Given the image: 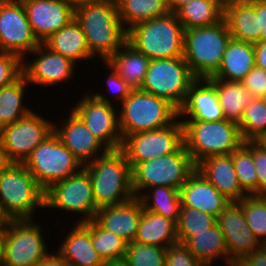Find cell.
Masks as SVG:
<instances>
[{
    "mask_svg": "<svg viewBox=\"0 0 266 266\" xmlns=\"http://www.w3.org/2000/svg\"><path fill=\"white\" fill-rule=\"evenodd\" d=\"M90 54L98 53L107 62L127 42L128 30L119 17L117 2L87 4L74 10Z\"/></svg>",
    "mask_w": 266,
    "mask_h": 266,
    "instance_id": "cell-1",
    "label": "cell"
},
{
    "mask_svg": "<svg viewBox=\"0 0 266 266\" xmlns=\"http://www.w3.org/2000/svg\"><path fill=\"white\" fill-rule=\"evenodd\" d=\"M102 154L83 168L88 172L98 208L124 203L135 197L132 168L120 150L102 148Z\"/></svg>",
    "mask_w": 266,
    "mask_h": 266,
    "instance_id": "cell-2",
    "label": "cell"
},
{
    "mask_svg": "<svg viewBox=\"0 0 266 266\" xmlns=\"http://www.w3.org/2000/svg\"><path fill=\"white\" fill-rule=\"evenodd\" d=\"M185 29L174 12L128 29L127 42L150 60L183 57Z\"/></svg>",
    "mask_w": 266,
    "mask_h": 266,
    "instance_id": "cell-3",
    "label": "cell"
},
{
    "mask_svg": "<svg viewBox=\"0 0 266 266\" xmlns=\"http://www.w3.org/2000/svg\"><path fill=\"white\" fill-rule=\"evenodd\" d=\"M0 206L8 220H31L34 208L45 207V191L22 163L1 169Z\"/></svg>",
    "mask_w": 266,
    "mask_h": 266,
    "instance_id": "cell-4",
    "label": "cell"
},
{
    "mask_svg": "<svg viewBox=\"0 0 266 266\" xmlns=\"http://www.w3.org/2000/svg\"><path fill=\"white\" fill-rule=\"evenodd\" d=\"M231 39L225 19L212 26L185 30L183 57L192 74L199 79L211 77L221 65Z\"/></svg>",
    "mask_w": 266,
    "mask_h": 266,
    "instance_id": "cell-5",
    "label": "cell"
},
{
    "mask_svg": "<svg viewBox=\"0 0 266 266\" xmlns=\"http://www.w3.org/2000/svg\"><path fill=\"white\" fill-rule=\"evenodd\" d=\"M181 122L184 145L195 165L209 156L231 154L244 142L238 123L227 119Z\"/></svg>",
    "mask_w": 266,
    "mask_h": 266,
    "instance_id": "cell-6",
    "label": "cell"
},
{
    "mask_svg": "<svg viewBox=\"0 0 266 266\" xmlns=\"http://www.w3.org/2000/svg\"><path fill=\"white\" fill-rule=\"evenodd\" d=\"M121 104L118 120L122 138L167 127L179 117V110L169 101L140 89H133Z\"/></svg>",
    "mask_w": 266,
    "mask_h": 266,
    "instance_id": "cell-7",
    "label": "cell"
},
{
    "mask_svg": "<svg viewBox=\"0 0 266 266\" xmlns=\"http://www.w3.org/2000/svg\"><path fill=\"white\" fill-rule=\"evenodd\" d=\"M196 170L190 154L183 144L176 152L138 163L132 169V188L135 197L144 188L166 186L180 190Z\"/></svg>",
    "mask_w": 266,
    "mask_h": 266,
    "instance_id": "cell-8",
    "label": "cell"
},
{
    "mask_svg": "<svg viewBox=\"0 0 266 266\" xmlns=\"http://www.w3.org/2000/svg\"><path fill=\"white\" fill-rule=\"evenodd\" d=\"M22 164L44 191L79 172L78 168L84 166L54 132L41 142Z\"/></svg>",
    "mask_w": 266,
    "mask_h": 266,
    "instance_id": "cell-9",
    "label": "cell"
},
{
    "mask_svg": "<svg viewBox=\"0 0 266 266\" xmlns=\"http://www.w3.org/2000/svg\"><path fill=\"white\" fill-rule=\"evenodd\" d=\"M196 79L184 57L154 59L140 90L169 101L179 110Z\"/></svg>",
    "mask_w": 266,
    "mask_h": 266,
    "instance_id": "cell-10",
    "label": "cell"
},
{
    "mask_svg": "<svg viewBox=\"0 0 266 266\" xmlns=\"http://www.w3.org/2000/svg\"><path fill=\"white\" fill-rule=\"evenodd\" d=\"M54 132L53 122L31 111L0 130V149L7 163H23L31 152Z\"/></svg>",
    "mask_w": 266,
    "mask_h": 266,
    "instance_id": "cell-11",
    "label": "cell"
},
{
    "mask_svg": "<svg viewBox=\"0 0 266 266\" xmlns=\"http://www.w3.org/2000/svg\"><path fill=\"white\" fill-rule=\"evenodd\" d=\"M32 220H9L0 263L5 266H37L47 255L41 227Z\"/></svg>",
    "mask_w": 266,
    "mask_h": 266,
    "instance_id": "cell-12",
    "label": "cell"
},
{
    "mask_svg": "<svg viewBox=\"0 0 266 266\" xmlns=\"http://www.w3.org/2000/svg\"><path fill=\"white\" fill-rule=\"evenodd\" d=\"M183 144V123L179 120L158 130L125 136L120 150L133 169L138 163L174 153Z\"/></svg>",
    "mask_w": 266,
    "mask_h": 266,
    "instance_id": "cell-13",
    "label": "cell"
},
{
    "mask_svg": "<svg viewBox=\"0 0 266 266\" xmlns=\"http://www.w3.org/2000/svg\"><path fill=\"white\" fill-rule=\"evenodd\" d=\"M45 207L83 213L86 217L79 223L93 220L99 208L88 172L81 167L79 172L50 186L45 191Z\"/></svg>",
    "mask_w": 266,
    "mask_h": 266,
    "instance_id": "cell-14",
    "label": "cell"
},
{
    "mask_svg": "<svg viewBox=\"0 0 266 266\" xmlns=\"http://www.w3.org/2000/svg\"><path fill=\"white\" fill-rule=\"evenodd\" d=\"M41 42L34 35L21 0H0V51L17 55L32 52Z\"/></svg>",
    "mask_w": 266,
    "mask_h": 266,
    "instance_id": "cell-15",
    "label": "cell"
},
{
    "mask_svg": "<svg viewBox=\"0 0 266 266\" xmlns=\"http://www.w3.org/2000/svg\"><path fill=\"white\" fill-rule=\"evenodd\" d=\"M110 101L97 93L91 96L85 95L73 112L108 150H118L121 148L123 138L117 120L119 117Z\"/></svg>",
    "mask_w": 266,
    "mask_h": 266,
    "instance_id": "cell-16",
    "label": "cell"
},
{
    "mask_svg": "<svg viewBox=\"0 0 266 266\" xmlns=\"http://www.w3.org/2000/svg\"><path fill=\"white\" fill-rule=\"evenodd\" d=\"M217 223L225 238L230 266H236L263 246L248 227L242 207L237 202H230L217 217Z\"/></svg>",
    "mask_w": 266,
    "mask_h": 266,
    "instance_id": "cell-17",
    "label": "cell"
},
{
    "mask_svg": "<svg viewBox=\"0 0 266 266\" xmlns=\"http://www.w3.org/2000/svg\"><path fill=\"white\" fill-rule=\"evenodd\" d=\"M21 1L24 5L30 27L41 43L74 19L75 9L68 0Z\"/></svg>",
    "mask_w": 266,
    "mask_h": 266,
    "instance_id": "cell-18",
    "label": "cell"
},
{
    "mask_svg": "<svg viewBox=\"0 0 266 266\" xmlns=\"http://www.w3.org/2000/svg\"><path fill=\"white\" fill-rule=\"evenodd\" d=\"M31 53L39 54V57L27 64L22 61V75L29 83L55 85L71 78L75 68V63L71 59L52 51L43 43Z\"/></svg>",
    "mask_w": 266,
    "mask_h": 266,
    "instance_id": "cell-19",
    "label": "cell"
},
{
    "mask_svg": "<svg viewBox=\"0 0 266 266\" xmlns=\"http://www.w3.org/2000/svg\"><path fill=\"white\" fill-rule=\"evenodd\" d=\"M181 207H188L218 217L230 204L199 171L195 170L179 190Z\"/></svg>",
    "mask_w": 266,
    "mask_h": 266,
    "instance_id": "cell-20",
    "label": "cell"
},
{
    "mask_svg": "<svg viewBox=\"0 0 266 266\" xmlns=\"http://www.w3.org/2000/svg\"><path fill=\"white\" fill-rule=\"evenodd\" d=\"M142 203L138 197L116 205L99 208L94 220L127 243L134 241L142 215Z\"/></svg>",
    "mask_w": 266,
    "mask_h": 266,
    "instance_id": "cell-21",
    "label": "cell"
},
{
    "mask_svg": "<svg viewBox=\"0 0 266 266\" xmlns=\"http://www.w3.org/2000/svg\"><path fill=\"white\" fill-rule=\"evenodd\" d=\"M196 170L231 202L248 195L239 184L231 154L204 158L196 165Z\"/></svg>",
    "mask_w": 266,
    "mask_h": 266,
    "instance_id": "cell-22",
    "label": "cell"
},
{
    "mask_svg": "<svg viewBox=\"0 0 266 266\" xmlns=\"http://www.w3.org/2000/svg\"><path fill=\"white\" fill-rule=\"evenodd\" d=\"M204 81V85L199 86ZM186 121H221L225 119L215 87L205 78H197L189 87L186 99L179 109V116Z\"/></svg>",
    "mask_w": 266,
    "mask_h": 266,
    "instance_id": "cell-23",
    "label": "cell"
},
{
    "mask_svg": "<svg viewBox=\"0 0 266 266\" xmlns=\"http://www.w3.org/2000/svg\"><path fill=\"white\" fill-rule=\"evenodd\" d=\"M62 127L58 129L54 126V133L83 165L88 163L89 158V162L96 159V153L102 150V146L106 148L73 111Z\"/></svg>",
    "mask_w": 266,
    "mask_h": 266,
    "instance_id": "cell-24",
    "label": "cell"
},
{
    "mask_svg": "<svg viewBox=\"0 0 266 266\" xmlns=\"http://www.w3.org/2000/svg\"><path fill=\"white\" fill-rule=\"evenodd\" d=\"M224 19L232 39L251 44L260 42L261 30L253 0L226 1Z\"/></svg>",
    "mask_w": 266,
    "mask_h": 266,
    "instance_id": "cell-25",
    "label": "cell"
},
{
    "mask_svg": "<svg viewBox=\"0 0 266 266\" xmlns=\"http://www.w3.org/2000/svg\"><path fill=\"white\" fill-rule=\"evenodd\" d=\"M58 253L70 266H103V260L91 243V220L79 223L68 234Z\"/></svg>",
    "mask_w": 266,
    "mask_h": 266,
    "instance_id": "cell-26",
    "label": "cell"
},
{
    "mask_svg": "<svg viewBox=\"0 0 266 266\" xmlns=\"http://www.w3.org/2000/svg\"><path fill=\"white\" fill-rule=\"evenodd\" d=\"M254 66V44L231 39L222 57L221 65L211 77L241 82Z\"/></svg>",
    "mask_w": 266,
    "mask_h": 266,
    "instance_id": "cell-27",
    "label": "cell"
},
{
    "mask_svg": "<svg viewBox=\"0 0 266 266\" xmlns=\"http://www.w3.org/2000/svg\"><path fill=\"white\" fill-rule=\"evenodd\" d=\"M43 44L74 63L80 59L93 57L88 49L85 34L75 18L59 31L51 34Z\"/></svg>",
    "mask_w": 266,
    "mask_h": 266,
    "instance_id": "cell-28",
    "label": "cell"
},
{
    "mask_svg": "<svg viewBox=\"0 0 266 266\" xmlns=\"http://www.w3.org/2000/svg\"><path fill=\"white\" fill-rule=\"evenodd\" d=\"M134 241L167 248L178 242L176 224L160 214L142 208Z\"/></svg>",
    "mask_w": 266,
    "mask_h": 266,
    "instance_id": "cell-29",
    "label": "cell"
},
{
    "mask_svg": "<svg viewBox=\"0 0 266 266\" xmlns=\"http://www.w3.org/2000/svg\"><path fill=\"white\" fill-rule=\"evenodd\" d=\"M123 49V50H122ZM150 59L126 42L106 63L133 89H140L145 80Z\"/></svg>",
    "mask_w": 266,
    "mask_h": 266,
    "instance_id": "cell-30",
    "label": "cell"
},
{
    "mask_svg": "<svg viewBox=\"0 0 266 266\" xmlns=\"http://www.w3.org/2000/svg\"><path fill=\"white\" fill-rule=\"evenodd\" d=\"M216 89L219 103L225 119L238 123L241 121L247 105L254 96L244 87L242 82L206 78Z\"/></svg>",
    "mask_w": 266,
    "mask_h": 266,
    "instance_id": "cell-31",
    "label": "cell"
},
{
    "mask_svg": "<svg viewBox=\"0 0 266 266\" xmlns=\"http://www.w3.org/2000/svg\"><path fill=\"white\" fill-rule=\"evenodd\" d=\"M223 0H191L174 13L185 30L217 24L224 19Z\"/></svg>",
    "mask_w": 266,
    "mask_h": 266,
    "instance_id": "cell-32",
    "label": "cell"
},
{
    "mask_svg": "<svg viewBox=\"0 0 266 266\" xmlns=\"http://www.w3.org/2000/svg\"><path fill=\"white\" fill-rule=\"evenodd\" d=\"M183 244L203 266H212V261L219 256L225 257L229 265L228 249L218 223L202 233H193Z\"/></svg>",
    "mask_w": 266,
    "mask_h": 266,
    "instance_id": "cell-33",
    "label": "cell"
},
{
    "mask_svg": "<svg viewBox=\"0 0 266 266\" xmlns=\"http://www.w3.org/2000/svg\"><path fill=\"white\" fill-rule=\"evenodd\" d=\"M116 2L122 23L129 25L127 30L140 22L170 12L167 0H116Z\"/></svg>",
    "mask_w": 266,
    "mask_h": 266,
    "instance_id": "cell-34",
    "label": "cell"
},
{
    "mask_svg": "<svg viewBox=\"0 0 266 266\" xmlns=\"http://www.w3.org/2000/svg\"><path fill=\"white\" fill-rule=\"evenodd\" d=\"M25 84L28 81L21 75L12 84L0 89V130L32 111L22 106Z\"/></svg>",
    "mask_w": 266,
    "mask_h": 266,
    "instance_id": "cell-35",
    "label": "cell"
},
{
    "mask_svg": "<svg viewBox=\"0 0 266 266\" xmlns=\"http://www.w3.org/2000/svg\"><path fill=\"white\" fill-rule=\"evenodd\" d=\"M152 188L151 196L139 194L138 198L142 203L143 209L160 214L177 224L181 209L179 190L166 186H155ZM151 197L153 203H148Z\"/></svg>",
    "mask_w": 266,
    "mask_h": 266,
    "instance_id": "cell-36",
    "label": "cell"
},
{
    "mask_svg": "<svg viewBox=\"0 0 266 266\" xmlns=\"http://www.w3.org/2000/svg\"><path fill=\"white\" fill-rule=\"evenodd\" d=\"M239 130L243 141L266 140V106L260 99L251 101L244 110Z\"/></svg>",
    "mask_w": 266,
    "mask_h": 266,
    "instance_id": "cell-37",
    "label": "cell"
},
{
    "mask_svg": "<svg viewBox=\"0 0 266 266\" xmlns=\"http://www.w3.org/2000/svg\"><path fill=\"white\" fill-rule=\"evenodd\" d=\"M91 243L103 261L125 257L127 242L103 229L94 219L91 220Z\"/></svg>",
    "mask_w": 266,
    "mask_h": 266,
    "instance_id": "cell-38",
    "label": "cell"
},
{
    "mask_svg": "<svg viewBox=\"0 0 266 266\" xmlns=\"http://www.w3.org/2000/svg\"><path fill=\"white\" fill-rule=\"evenodd\" d=\"M237 203L242 207L251 232L266 245V194L246 195Z\"/></svg>",
    "mask_w": 266,
    "mask_h": 266,
    "instance_id": "cell-39",
    "label": "cell"
},
{
    "mask_svg": "<svg viewBox=\"0 0 266 266\" xmlns=\"http://www.w3.org/2000/svg\"><path fill=\"white\" fill-rule=\"evenodd\" d=\"M217 223V217L206 212L181 207L176 232L178 242L184 243L188 238L193 237V233H202Z\"/></svg>",
    "mask_w": 266,
    "mask_h": 266,
    "instance_id": "cell-40",
    "label": "cell"
},
{
    "mask_svg": "<svg viewBox=\"0 0 266 266\" xmlns=\"http://www.w3.org/2000/svg\"><path fill=\"white\" fill-rule=\"evenodd\" d=\"M241 188L248 195L258 194V179L252 153L242 144L231 153Z\"/></svg>",
    "mask_w": 266,
    "mask_h": 266,
    "instance_id": "cell-41",
    "label": "cell"
},
{
    "mask_svg": "<svg viewBox=\"0 0 266 266\" xmlns=\"http://www.w3.org/2000/svg\"><path fill=\"white\" fill-rule=\"evenodd\" d=\"M165 257L164 247L131 241L127 243L124 258L129 266H165Z\"/></svg>",
    "mask_w": 266,
    "mask_h": 266,
    "instance_id": "cell-42",
    "label": "cell"
},
{
    "mask_svg": "<svg viewBox=\"0 0 266 266\" xmlns=\"http://www.w3.org/2000/svg\"><path fill=\"white\" fill-rule=\"evenodd\" d=\"M243 145L252 153L258 179V194H266V141H245Z\"/></svg>",
    "mask_w": 266,
    "mask_h": 266,
    "instance_id": "cell-43",
    "label": "cell"
},
{
    "mask_svg": "<svg viewBox=\"0 0 266 266\" xmlns=\"http://www.w3.org/2000/svg\"><path fill=\"white\" fill-rule=\"evenodd\" d=\"M22 61L17 55L0 51V89L22 75Z\"/></svg>",
    "mask_w": 266,
    "mask_h": 266,
    "instance_id": "cell-44",
    "label": "cell"
},
{
    "mask_svg": "<svg viewBox=\"0 0 266 266\" xmlns=\"http://www.w3.org/2000/svg\"><path fill=\"white\" fill-rule=\"evenodd\" d=\"M165 266H203L180 242L166 248Z\"/></svg>",
    "mask_w": 266,
    "mask_h": 266,
    "instance_id": "cell-45",
    "label": "cell"
},
{
    "mask_svg": "<svg viewBox=\"0 0 266 266\" xmlns=\"http://www.w3.org/2000/svg\"><path fill=\"white\" fill-rule=\"evenodd\" d=\"M241 82L255 99L266 94V71L262 68L254 66Z\"/></svg>",
    "mask_w": 266,
    "mask_h": 266,
    "instance_id": "cell-46",
    "label": "cell"
},
{
    "mask_svg": "<svg viewBox=\"0 0 266 266\" xmlns=\"http://www.w3.org/2000/svg\"><path fill=\"white\" fill-rule=\"evenodd\" d=\"M107 66L113 69V71L106 82L109 84V88L116 92L122 103L130 95L133 88L108 63Z\"/></svg>",
    "mask_w": 266,
    "mask_h": 266,
    "instance_id": "cell-47",
    "label": "cell"
},
{
    "mask_svg": "<svg viewBox=\"0 0 266 266\" xmlns=\"http://www.w3.org/2000/svg\"><path fill=\"white\" fill-rule=\"evenodd\" d=\"M236 266H266V245L244 257Z\"/></svg>",
    "mask_w": 266,
    "mask_h": 266,
    "instance_id": "cell-48",
    "label": "cell"
},
{
    "mask_svg": "<svg viewBox=\"0 0 266 266\" xmlns=\"http://www.w3.org/2000/svg\"><path fill=\"white\" fill-rule=\"evenodd\" d=\"M253 7L258 17L259 30H261L260 42H263L266 41V3L253 0Z\"/></svg>",
    "mask_w": 266,
    "mask_h": 266,
    "instance_id": "cell-49",
    "label": "cell"
},
{
    "mask_svg": "<svg viewBox=\"0 0 266 266\" xmlns=\"http://www.w3.org/2000/svg\"><path fill=\"white\" fill-rule=\"evenodd\" d=\"M255 46V66L266 71V41L258 42Z\"/></svg>",
    "mask_w": 266,
    "mask_h": 266,
    "instance_id": "cell-50",
    "label": "cell"
},
{
    "mask_svg": "<svg viewBox=\"0 0 266 266\" xmlns=\"http://www.w3.org/2000/svg\"><path fill=\"white\" fill-rule=\"evenodd\" d=\"M37 266H70V264L57 252L56 255H47Z\"/></svg>",
    "mask_w": 266,
    "mask_h": 266,
    "instance_id": "cell-51",
    "label": "cell"
},
{
    "mask_svg": "<svg viewBox=\"0 0 266 266\" xmlns=\"http://www.w3.org/2000/svg\"><path fill=\"white\" fill-rule=\"evenodd\" d=\"M74 9L87 4H103L107 2H114L116 0H68Z\"/></svg>",
    "mask_w": 266,
    "mask_h": 266,
    "instance_id": "cell-52",
    "label": "cell"
},
{
    "mask_svg": "<svg viewBox=\"0 0 266 266\" xmlns=\"http://www.w3.org/2000/svg\"><path fill=\"white\" fill-rule=\"evenodd\" d=\"M191 0H167L170 12H175L182 5L190 2Z\"/></svg>",
    "mask_w": 266,
    "mask_h": 266,
    "instance_id": "cell-53",
    "label": "cell"
},
{
    "mask_svg": "<svg viewBox=\"0 0 266 266\" xmlns=\"http://www.w3.org/2000/svg\"><path fill=\"white\" fill-rule=\"evenodd\" d=\"M103 266H129L128 261L125 258L105 260Z\"/></svg>",
    "mask_w": 266,
    "mask_h": 266,
    "instance_id": "cell-54",
    "label": "cell"
},
{
    "mask_svg": "<svg viewBox=\"0 0 266 266\" xmlns=\"http://www.w3.org/2000/svg\"><path fill=\"white\" fill-rule=\"evenodd\" d=\"M7 227H8V224H0V260L2 256L3 242H4V237H5Z\"/></svg>",
    "mask_w": 266,
    "mask_h": 266,
    "instance_id": "cell-55",
    "label": "cell"
},
{
    "mask_svg": "<svg viewBox=\"0 0 266 266\" xmlns=\"http://www.w3.org/2000/svg\"><path fill=\"white\" fill-rule=\"evenodd\" d=\"M9 220L6 215L3 213L1 206H0V224H8Z\"/></svg>",
    "mask_w": 266,
    "mask_h": 266,
    "instance_id": "cell-56",
    "label": "cell"
},
{
    "mask_svg": "<svg viewBox=\"0 0 266 266\" xmlns=\"http://www.w3.org/2000/svg\"><path fill=\"white\" fill-rule=\"evenodd\" d=\"M6 164H7V162L5 161L3 153L0 149V171Z\"/></svg>",
    "mask_w": 266,
    "mask_h": 266,
    "instance_id": "cell-57",
    "label": "cell"
},
{
    "mask_svg": "<svg viewBox=\"0 0 266 266\" xmlns=\"http://www.w3.org/2000/svg\"><path fill=\"white\" fill-rule=\"evenodd\" d=\"M260 100L265 104V106H266V94L265 95H263L261 98H260Z\"/></svg>",
    "mask_w": 266,
    "mask_h": 266,
    "instance_id": "cell-58",
    "label": "cell"
},
{
    "mask_svg": "<svg viewBox=\"0 0 266 266\" xmlns=\"http://www.w3.org/2000/svg\"><path fill=\"white\" fill-rule=\"evenodd\" d=\"M255 1H258V2H261V3H266V0H255Z\"/></svg>",
    "mask_w": 266,
    "mask_h": 266,
    "instance_id": "cell-59",
    "label": "cell"
}]
</instances>
